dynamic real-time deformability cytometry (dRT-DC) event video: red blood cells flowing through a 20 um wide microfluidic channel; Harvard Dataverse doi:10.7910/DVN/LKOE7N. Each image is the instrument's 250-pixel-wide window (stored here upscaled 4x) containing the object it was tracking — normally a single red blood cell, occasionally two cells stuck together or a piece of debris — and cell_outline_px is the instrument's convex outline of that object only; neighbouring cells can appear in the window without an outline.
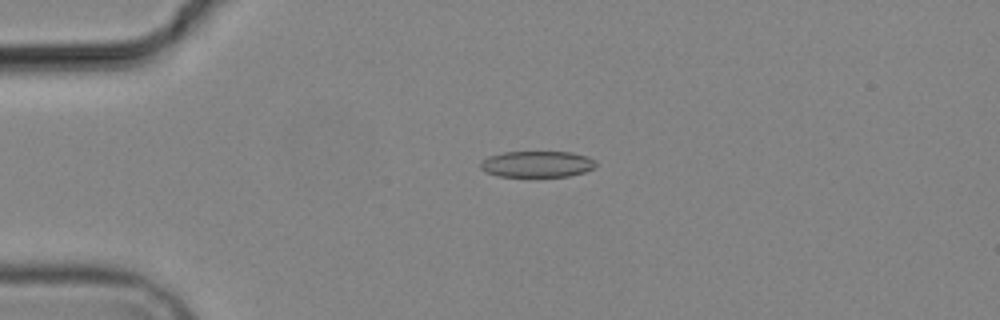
{"species": "common noctule bat (a hibernating species)", "species_latin": "Nyctalus noctula", "temperature_condition": "cold", "stored_images_in_passage": 5, "camera_frame_rate_fps": 3000, "um_per_image_px": 0.085, "animal": {"sex": "male", "body_mass_g": 19.2, "forearm_length_mm": 51.8}, "frame": {"image": 1, "passage_image": 4, "time_ms": 3.667, "image_size_px": [1000, 320], "cell_outline_px": [[596, 168], [584, 172], [568, 176], [496, 176], [484, 172], [480, 168], [480, 160], [488, 156], [504, 152], [572, 152], [588, 156], [596, 160]], "centroid_in_image_um": [45.64, 13.94], "position_along_channel_um": 39.4, "area_um2": 17.86}}